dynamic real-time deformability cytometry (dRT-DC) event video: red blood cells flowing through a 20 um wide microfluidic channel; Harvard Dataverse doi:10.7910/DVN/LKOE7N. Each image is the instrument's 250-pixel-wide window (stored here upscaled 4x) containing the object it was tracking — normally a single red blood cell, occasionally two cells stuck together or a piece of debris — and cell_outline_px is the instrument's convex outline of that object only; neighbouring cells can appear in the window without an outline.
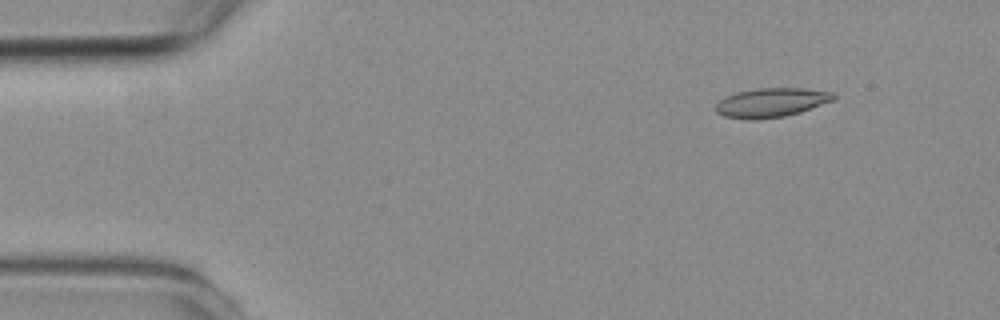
{"species": "common noctule bat (a hibernating species)", "species_latin": "Nyctalus noctula", "temperature_condition": "room temperature", "stored_images_in_passage": 9, "camera_frame_rate_fps": 3000, "um_per_image_px": 0.085, "animal": {"sex": "female", "body_mass_g": 19.3, "forearm_length_mm": 54.1}, "frame": {"image": 1, "passage_image": 2, "time_ms": 1.333, "image_size_px": [1000, 320], "cell_outline_px": [[836, 96], [832, 100], [800, 112], [784, 116], [724, 116], [716, 112], [716, 104], [724, 96], [736, 92], [756, 88], [804, 88], [832, 92]], "centroid_in_image_um": [65.59, 8.65], "position_along_channel_um": 19.4, "area_um2": 19.02}}
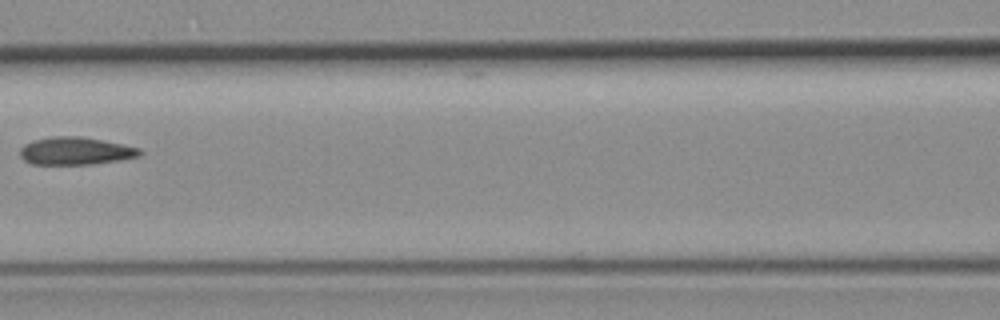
{"frame": {"image": 2, "passage_image": 7, "time_ms": 7.0, "image_size_px": [1000, 320], "cell_outline_px": [[144, 152], [140, 156], [120, 160], [92, 164], [32, 164], [24, 160], [20, 156], [20, 148], [24, 144], [36, 140], [52, 136], [80, 136], [140, 148]], "centroid_in_image_um": [6.42, 12.84], "position_along_channel_um": 160.2, "area_um2": 19.19}}
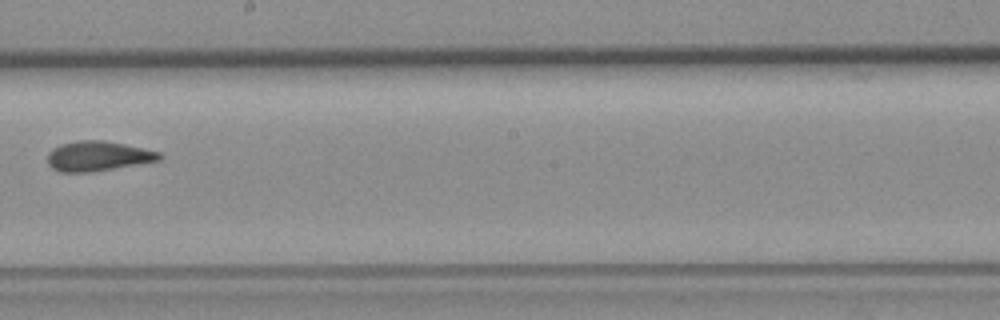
{"frame": {"image": 3, "passage_image": 9, "time_ms": 9.0, "image_size_px": [1000, 320], "cell_outline_px": [[164, 156], [160, 160], [92, 172], [60, 172], [52, 168], [48, 164], [48, 152], [52, 148], [60, 144], [76, 140], [104, 140], [124, 144], [160, 152]], "centroid_in_image_um": [8.3, 13.26], "position_along_channel_um": 239.9, "area_um2": 19.54}}